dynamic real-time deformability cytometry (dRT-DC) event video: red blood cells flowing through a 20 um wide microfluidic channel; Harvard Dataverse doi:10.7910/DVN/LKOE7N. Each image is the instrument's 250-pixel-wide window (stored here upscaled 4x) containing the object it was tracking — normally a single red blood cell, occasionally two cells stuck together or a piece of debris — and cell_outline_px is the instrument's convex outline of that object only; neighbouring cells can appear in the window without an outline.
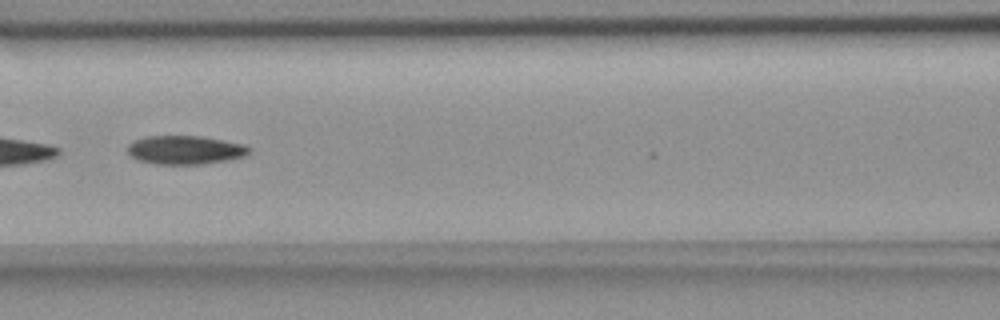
{"species": "common noctule bat (a hibernating species)", "species_latin": "Nyctalus noctula", "temperature_condition": "room temperature", "stored_images_in_passage": 5, "camera_frame_rate_fps": 3000, "um_per_image_px": 0.085, "animal": {"sex": "female", "body_mass_g": 18.4}, "frame": {"image": 1, "passage_image": 4, "time_ms": 3.333, "image_size_px": [1000, 320], "cell_outline_px": [[252, 148], [244, 156], [228, 160], [204, 164], [156, 164], [136, 160], [128, 152], [128, 144], [136, 140], [148, 136], [200, 136], [224, 140], [244, 144]], "centroid_in_image_um": [15.75, 12.75], "position_along_channel_um": 150.9, "area_um2": 20.29}}
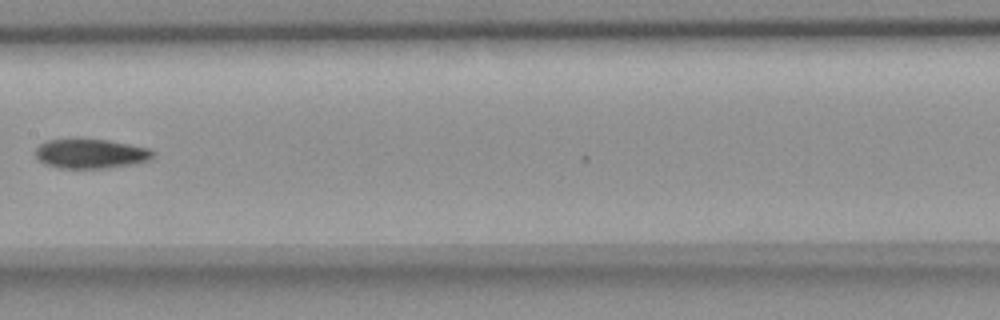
{"frame": {"image": 2, "passage_image": 5, "time_ms": 4.667, "image_size_px": [1000, 320], "cell_outline_px": [[156, 156], [152, 160], [132, 164], [108, 168], [60, 168], [44, 164], [36, 156], [36, 148], [44, 140], [108, 140], [148, 148], [156, 152]], "centroid_in_image_um": [7.76, 13.08], "position_along_channel_um": 199.6, "area_um2": 20.11}}